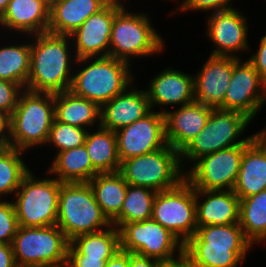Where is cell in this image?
I'll return each instance as SVG.
<instances>
[{
    "label": "cell",
    "mask_w": 266,
    "mask_h": 267,
    "mask_svg": "<svg viewBox=\"0 0 266 267\" xmlns=\"http://www.w3.org/2000/svg\"><path fill=\"white\" fill-rule=\"evenodd\" d=\"M10 0H0V17L6 11Z\"/></svg>",
    "instance_id": "c3c4849f"
},
{
    "label": "cell",
    "mask_w": 266,
    "mask_h": 267,
    "mask_svg": "<svg viewBox=\"0 0 266 267\" xmlns=\"http://www.w3.org/2000/svg\"><path fill=\"white\" fill-rule=\"evenodd\" d=\"M248 144L236 145L202 156L194 162L185 179L201 190H233L241 158Z\"/></svg>",
    "instance_id": "7c38bea8"
},
{
    "label": "cell",
    "mask_w": 266,
    "mask_h": 267,
    "mask_svg": "<svg viewBox=\"0 0 266 267\" xmlns=\"http://www.w3.org/2000/svg\"><path fill=\"white\" fill-rule=\"evenodd\" d=\"M88 130L53 120L47 143H52L58 152L83 146Z\"/></svg>",
    "instance_id": "d590c367"
},
{
    "label": "cell",
    "mask_w": 266,
    "mask_h": 267,
    "mask_svg": "<svg viewBox=\"0 0 266 267\" xmlns=\"http://www.w3.org/2000/svg\"><path fill=\"white\" fill-rule=\"evenodd\" d=\"M156 194L153 189L128 185L121 212L111 223L120 229L125 223L151 219Z\"/></svg>",
    "instance_id": "1f68e13d"
},
{
    "label": "cell",
    "mask_w": 266,
    "mask_h": 267,
    "mask_svg": "<svg viewBox=\"0 0 266 267\" xmlns=\"http://www.w3.org/2000/svg\"><path fill=\"white\" fill-rule=\"evenodd\" d=\"M249 249L184 247V256L193 267H237ZM238 264V265H237Z\"/></svg>",
    "instance_id": "836d02e7"
},
{
    "label": "cell",
    "mask_w": 266,
    "mask_h": 267,
    "mask_svg": "<svg viewBox=\"0 0 266 267\" xmlns=\"http://www.w3.org/2000/svg\"><path fill=\"white\" fill-rule=\"evenodd\" d=\"M18 227L13 202L0 200V244H11Z\"/></svg>",
    "instance_id": "8d00e7d4"
},
{
    "label": "cell",
    "mask_w": 266,
    "mask_h": 267,
    "mask_svg": "<svg viewBox=\"0 0 266 267\" xmlns=\"http://www.w3.org/2000/svg\"><path fill=\"white\" fill-rule=\"evenodd\" d=\"M0 140H9V116L0 112Z\"/></svg>",
    "instance_id": "f6af8a7d"
},
{
    "label": "cell",
    "mask_w": 266,
    "mask_h": 267,
    "mask_svg": "<svg viewBox=\"0 0 266 267\" xmlns=\"http://www.w3.org/2000/svg\"><path fill=\"white\" fill-rule=\"evenodd\" d=\"M9 147V140H0V154Z\"/></svg>",
    "instance_id": "681fc988"
},
{
    "label": "cell",
    "mask_w": 266,
    "mask_h": 267,
    "mask_svg": "<svg viewBox=\"0 0 266 267\" xmlns=\"http://www.w3.org/2000/svg\"><path fill=\"white\" fill-rule=\"evenodd\" d=\"M61 182L38 179L29 171L22 179L13 202L19 226L45 227L57 224Z\"/></svg>",
    "instance_id": "9c48e42d"
},
{
    "label": "cell",
    "mask_w": 266,
    "mask_h": 267,
    "mask_svg": "<svg viewBox=\"0 0 266 267\" xmlns=\"http://www.w3.org/2000/svg\"><path fill=\"white\" fill-rule=\"evenodd\" d=\"M120 250L119 229L113 224L104 230L74 237L68 255H86V258H111Z\"/></svg>",
    "instance_id": "f1b7e54d"
},
{
    "label": "cell",
    "mask_w": 266,
    "mask_h": 267,
    "mask_svg": "<svg viewBox=\"0 0 266 267\" xmlns=\"http://www.w3.org/2000/svg\"><path fill=\"white\" fill-rule=\"evenodd\" d=\"M239 225L252 245L266 237V190L240 199Z\"/></svg>",
    "instance_id": "4dcf8cb0"
},
{
    "label": "cell",
    "mask_w": 266,
    "mask_h": 267,
    "mask_svg": "<svg viewBox=\"0 0 266 267\" xmlns=\"http://www.w3.org/2000/svg\"><path fill=\"white\" fill-rule=\"evenodd\" d=\"M233 57V72L226 91L223 110L238 111L251 120L266 102V82L249 60Z\"/></svg>",
    "instance_id": "4fadbf2b"
},
{
    "label": "cell",
    "mask_w": 266,
    "mask_h": 267,
    "mask_svg": "<svg viewBox=\"0 0 266 267\" xmlns=\"http://www.w3.org/2000/svg\"><path fill=\"white\" fill-rule=\"evenodd\" d=\"M110 258H86V255H67L66 267H105Z\"/></svg>",
    "instance_id": "60d3db41"
},
{
    "label": "cell",
    "mask_w": 266,
    "mask_h": 267,
    "mask_svg": "<svg viewBox=\"0 0 266 267\" xmlns=\"http://www.w3.org/2000/svg\"><path fill=\"white\" fill-rule=\"evenodd\" d=\"M31 45H9L0 48V79L26 89L30 72Z\"/></svg>",
    "instance_id": "d6a6232c"
},
{
    "label": "cell",
    "mask_w": 266,
    "mask_h": 267,
    "mask_svg": "<svg viewBox=\"0 0 266 267\" xmlns=\"http://www.w3.org/2000/svg\"><path fill=\"white\" fill-rule=\"evenodd\" d=\"M151 218L185 244L197 232L195 188L184 179L157 192Z\"/></svg>",
    "instance_id": "30bf717a"
},
{
    "label": "cell",
    "mask_w": 266,
    "mask_h": 267,
    "mask_svg": "<svg viewBox=\"0 0 266 267\" xmlns=\"http://www.w3.org/2000/svg\"><path fill=\"white\" fill-rule=\"evenodd\" d=\"M50 5L47 0H10L0 26L27 35L47 32Z\"/></svg>",
    "instance_id": "7402d4cb"
},
{
    "label": "cell",
    "mask_w": 266,
    "mask_h": 267,
    "mask_svg": "<svg viewBox=\"0 0 266 267\" xmlns=\"http://www.w3.org/2000/svg\"><path fill=\"white\" fill-rule=\"evenodd\" d=\"M125 9L123 6L113 19L109 56L130 64L131 57L160 53L164 42L151 25L147 14L128 12Z\"/></svg>",
    "instance_id": "52a82bcc"
},
{
    "label": "cell",
    "mask_w": 266,
    "mask_h": 267,
    "mask_svg": "<svg viewBox=\"0 0 266 267\" xmlns=\"http://www.w3.org/2000/svg\"><path fill=\"white\" fill-rule=\"evenodd\" d=\"M180 154L169 144L154 152L121 162L119 173L128 185L146 187L157 192L171 189L185 179Z\"/></svg>",
    "instance_id": "8992f818"
},
{
    "label": "cell",
    "mask_w": 266,
    "mask_h": 267,
    "mask_svg": "<svg viewBox=\"0 0 266 267\" xmlns=\"http://www.w3.org/2000/svg\"><path fill=\"white\" fill-rule=\"evenodd\" d=\"M248 60L259 73V76L266 82V35L260 39L259 48Z\"/></svg>",
    "instance_id": "ab89813d"
},
{
    "label": "cell",
    "mask_w": 266,
    "mask_h": 267,
    "mask_svg": "<svg viewBox=\"0 0 266 267\" xmlns=\"http://www.w3.org/2000/svg\"><path fill=\"white\" fill-rule=\"evenodd\" d=\"M59 1V0H48L49 5H51L52 3Z\"/></svg>",
    "instance_id": "816d5d0a"
},
{
    "label": "cell",
    "mask_w": 266,
    "mask_h": 267,
    "mask_svg": "<svg viewBox=\"0 0 266 267\" xmlns=\"http://www.w3.org/2000/svg\"><path fill=\"white\" fill-rule=\"evenodd\" d=\"M98 131H88L85 147L89 154L92 166L99 173L119 172L121 162L117 151V139L115 131L102 127Z\"/></svg>",
    "instance_id": "f546056e"
},
{
    "label": "cell",
    "mask_w": 266,
    "mask_h": 267,
    "mask_svg": "<svg viewBox=\"0 0 266 267\" xmlns=\"http://www.w3.org/2000/svg\"><path fill=\"white\" fill-rule=\"evenodd\" d=\"M123 7L120 0H111L98 13L91 15L70 38L75 40V60L109 56L112 24L115 14Z\"/></svg>",
    "instance_id": "9a60e30c"
},
{
    "label": "cell",
    "mask_w": 266,
    "mask_h": 267,
    "mask_svg": "<svg viewBox=\"0 0 266 267\" xmlns=\"http://www.w3.org/2000/svg\"><path fill=\"white\" fill-rule=\"evenodd\" d=\"M229 2H232L231 0H183L182 4L178 9L177 12L181 11H191V10H204V11H221V10H227L232 8V4L229 5Z\"/></svg>",
    "instance_id": "f35d334b"
},
{
    "label": "cell",
    "mask_w": 266,
    "mask_h": 267,
    "mask_svg": "<svg viewBox=\"0 0 266 267\" xmlns=\"http://www.w3.org/2000/svg\"><path fill=\"white\" fill-rule=\"evenodd\" d=\"M126 89L101 107V127L117 131L142 119L152 109L145 90Z\"/></svg>",
    "instance_id": "d6986e66"
},
{
    "label": "cell",
    "mask_w": 266,
    "mask_h": 267,
    "mask_svg": "<svg viewBox=\"0 0 266 267\" xmlns=\"http://www.w3.org/2000/svg\"><path fill=\"white\" fill-rule=\"evenodd\" d=\"M48 173L61 183L89 182L99 172L92 166L85 145L57 152Z\"/></svg>",
    "instance_id": "4316f807"
},
{
    "label": "cell",
    "mask_w": 266,
    "mask_h": 267,
    "mask_svg": "<svg viewBox=\"0 0 266 267\" xmlns=\"http://www.w3.org/2000/svg\"><path fill=\"white\" fill-rule=\"evenodd\" d=\"M71 241L74 237L94 233L112 223L95 201L88 182L61 183L56 224Z\"/></svg>",
    "instance_id": "277c9868"
},
{
    "label": "cell",
    "mask_w": 266,
    "mask_h": 267,
    "mask_svg": "<svg viewBox=\"0 0 266 267\" xmlns=\"http://www.w3.org/2000/svg\"><path fill=\"white\" fill-rule=\"evenodd\" d=\"M0 267H17L11 244H0Z\"/></svg>",
    "instance_id": "7bdbcfd3"
},
{
    "label": "cell",
    "mask_w": 266,
    "mask_h": 267,
    "mask_svg": "<svg viewBox=\"0 0 266 267\" xmlns=\"http://www.w3.org/2000/svg\"><path fill=\"white\" fill-rule=\"evenodd\" d=\"M259 147L266 153V137H252Z\"/></svg>",
    "instance_id": "7dc6e473"
},
{
    "label": "cell",
    "mask_w": 266,
    "mask_h": 267,
    "mask_svg": "<svg viewBox=\"0 0 266 267\" xmlns=\"http://www.w3.org/2000/svg\"><path fill=\"white\" fill-rule=\"evenodd\" d=\"M73 61L81 64L83 62V66L84 63L88 65L73 75L70 91L97 103L100 107L132 85L133 75L129 69L131 65L117 58L110 56L95 57V59L73 58Z\"/></svg>",
    "instance_id": "7a4b0ae2"
},
{
    "label": "cell",
    "mask_w": 266,
    "mask_h": 267,
    "mask_svg": "<svg viewBox=\"0 0 266 267\" xmlns=\"http://www.w3.org/2000/svg\"><path fill=\"white\" fill-rule=\"evenodd\" d=\"M119 233L120 249L129 253L153 258L161 263L175 261L184 255V244L152 218L125 223ZM175 252L178 254L175 255Z\"/></svg>",
    "instance_id": "8fae6325"
},
{
    "label": "cell",
    "mask_w": 266,
    "mask_h": 267,
    "mask_svg": "<svg viewBox=\"0 0 266 267\" xmlns=\"http://www.w3.org/2000/svg\"><path fill=\"white\" fill-rule=\"evenodd\" d=\"M95 201L112 222L121 212L128 183L119 173H98L89 182Z\"/></svg>",
    "instance_id": "484cf974"
},
{
    "label": "cell",
    "mask_w": 266,
    "mask_h": 267,
    "mask_svg": "<svg viewBox=\"0 0 266 267\" xmlns=\"http://www.w3.org/2000/svg\"><path fill=\"white\" fill-rule=\"evenodd\" d=\"M69 243L57 225L19 226L11 245L17 267H66Z\"/></svg>",
    "instance_id": "5b68a950"
},
{
    "label": "cell",
    "mask_w": 266,
    "mask_h": 267,
    "mask_svg": "<svg viewBox=\"0 0 266 267\" xmlns=\"http://www.w3.org/2000/svg\"><path fill=\"white\" fill-rule=\"evenodd\" d=\"M23 153L9 146L0 154V199L2 195L15 194L23 177L30 171L20 157Z\"/></svg>",
    "instance_id": "e575fe53"
},
{
    "label": "cell",
    "mask_w": 266,
    "mask_h": 267,
    "mask_svg": "<svg viewBox=\"0 0 266 267\" xmlns=\"http://www.w3.org/2000/svg\"><path fill=\"white\" fill-rule=\"evenodd\" d=\"M213 107L197 101L178 110L161 111L165 116L167 143L179 153L205 127Z\"/></svg>",
    "instance_id": "e0dca14e"
},
{
    "label": "cell",
    "mask_w": 266,
    "mask_h": 267,
    "mask_svg": "<svg viewBox=\"0 0 266 267\" xmlns=\"http://www.w3.org/2000/svg\"><path fill=\"white\" fill-rule=\"evenodd\" d=\"M160 265L161 262L156 259L129 253V267H160Z\"/></svg>",
    "instance_id": "b9f144b4"
},
{
    "label": "cell",
    "mask_w": 266,
    "mask_h": 267,
    "mask_svg": "<svg viewBox=\"0 0 266 267\" xmlns=\"http://www.w3.org/2000/svg\"><path fill=\"white\" fill-rule=\"evenodd\" d=\"M111 0H59L50 5L47 32L70 35Z\"/></svg>",
    "instance_id": "603a6c76"
},
{
    "label": "cell",
    "mask_w": 266,
    "mask_h": 267,
    "mask_svg": "<svg viewBox=\"0 0 266 267\" xmlns=\"http://www.w3.org/2000/svg\"><path fill=\"white\" fill-rule=\"evenodd\" d=\"M54 119V94L22 90L9 117V146L26 152L46 145Z\"/></svg>",
    "instance_id": "3957f363"
},
{
    "label": "cell",
    "mask_w": 266,
    "mask_h": 267,
    "mask_svg": "<svg viewBox=\"0 0 266 267\" xmlns=\"http://www.w3.org/2000/svg\"><path fill=\"white\" fill-rule=\"evenodd\" d=\"M150 81L146 93L151 109L157 104L162 107L173 104L183 106L195 101L193 75L166 68Z\"/></svg>",
    "instance_id": "44dd1931"
},
{
    "label": "cell",
    "mask_w": 266,
    "mask_h": 267,
    "mask_svg": "<svg viewBox=\"0 0 266 267\" xmlns=\"http://www.w3.org/2000/svg\"><path fill=\"white\" fill-rule=\"evenodd\" d=\"M252 137H266V129H263L260 132L253 134Z\"/></svg>",
    "instance_id": "f907efd6"
},
{
    "label": "cell",
    "mask_w": 266,
    "mask_h": 267,
    "mask_svg": "<svg viewBox=\"0 0 266 267\" xmlns=\"http://www.w3.org/2000/svg\"><path fill=\"white\" fill-rule=\"evenodd\" d=\"M251 121L238 111L213 108L205 127L179 153L180 161L186 159L194 163L202 156L213 152L249 144L253 140L251 135L240 140L238 138L245 132V128Z\"/></svg>",
    "instance_id": "ba28073f"
},
{
    "label": "cell",
    "mask_w": 266,
    "mask_h": 267,
    "mask_svg": "<svg viewBox=\"0 0 266 267\" xmlns=\"http://www.w3.org/2000/svg\"><path fill=\"white\" fill-rule=\"evenodd\" d=\"M30 37L35 39V44H30V72L26 89L52 94L69 91L73 79L72 57L68 51L70 36L44 32Z\"/></svg>",
    "instance_id": "6da1fadb"
},
{
    "label": "cell",
    "mask_w": 266,
    "mask_h": 267,
    "mask_svg": "<svg viewBox=\"0 0 266 267\" xmlns=\"http://www.w3.org/2000/svg\"><path fill=\"white\" fill-rule=\"evenodd\" d=\"M266 190V153L252 140L244 149L233 191L239 199Z\"/></svg>",
    "instance_id": "cb8c5ba5"
},
{
    "label": "cell",
    "mask_w": 266,
    "mask_h": 267,
    "mask_svg": "<svg viewBox=\"0 0 266 267\" xmlns=\"http://www.w3.org/2000/svg\"><path fill=\"white\" fill-rule=\"evenodd\" d=\"M120 162L167 146L165 116L151 111L145 117L115 132Z\"/></svg>",
    "instance_id": "5bb4252c"
},
{
    "label": "cell",
    "mask_w": 266,
    "mask_h": 267,
    "mask_svg": "<svg viewBox=\"0 0 266 267\" xmlns=\"http://www.w3.org/2000/svg\"><path fill=\"white\" fill-rule=\"evenodd\" d=\"M251 246L239 223L197 227V232L184 244V247L218 249H250Z\"/></svg>",
    "instance_id": "83f0119b"
},
{
    "label": "cell",
    "mask_w": 266,
    "mask_h": 267,
    "mask_svg": "<svg viewBox=\"0 0 266 267\" xmlns=\"http://www.w3.org/2000/svg\"><path fill=\"white\" fill-rule=\"evenodd\" d=\"M160 267H193L190 261L183 255L181 258L172 261L161 263Z\"/></svg>",
    "instance_id": "bcb514c9"
},
{
    "label": "cell",
    "mask_w": 266,
    "mask_h": 267,
    "mask_svg": "<svg viewBox=\"0 0 266 267\" xmlns=\"http://www.w3.org/2000/svg\"><path fill=\"white\" fill-rule=\"evenodd\" d=\"M195 197L197 227L239 223L240 199L233 190L195 189Z\"/></svg>",
    "instance_id": "ffe728a7"
},
{
    "label": "cell",
    "mask_w": 266,
    "mask_h": 267,
    "mask_svg": "<svg viewBox=\"0 0 266 267\" xmlns=\"http://www.w3.org/2000/svg\"><path fill=\"white\" fill-rule=\"evenodd\" d=\"M105 267H129V252L118 250L105 264Z\"/></svg>",
    "instance_id": "ee69618b"
},
{
    "label": "cell",
    "mask_w": 266,
    "mask_h": 267,
    "mask_svg": "<svg viewBox=\"0 0 266 267\" xmlns=\"http://www.w3.org/2000/svg\"><path fill=\"white\" fill-rule=\"evenodd\" d=\"M21 90L19 84L0 79V112L11 116L18 103Z\"/></svg>",
    "instance_id": "74e56055"
},
{
    "label": "cell",
    "mask_w": 266,
    "mask_h": 267,
    "mask_svg": "<svg viewBox=\"0 0 266 267\" xmlns=\"http://www.w3.org/2000/svg\"><path fill=\"white\" fill-rule=\"evenodd\" d=\"M233 72V57L210 56L194 76L195 101L219 108L223 103Z\"/></svg>",
    "instance_id": "ac0fdd59"
},
{
    "label": "cell",
    "mask_w": 266,
    "mask_h": 267,
    "mask_svg": "<svg viewBox=\"0 0 266 267\" xmlns=\"http://www.w3.org/2000/svg\"><path fill=\"white\" fill-rule=\"evenodd\" d=\"M54 116L56 121L84 129L97 121L101 127V107L70 90L54 94Z\"/></svg>",
    "instance_id": "d4e9b609"
},
{
    "label": "cell",
    "mask_w": 266,
    "mask_h": 267,
    "mask_svg": "<svg viewBox=\"0 0 266 267\" xmlns=\"http://www.w3.org/2000/svg\"><path fill=\"white\" fill-rule=\"evenodd\" d=\"M208 18L206 33L212 43L216 44L215 50L210 55L238 58V51L249 49L247 19L238 10L232 7L212 12Z\"/></svg>",
    "instance_id": "2e32d148"
}]
</instances>
